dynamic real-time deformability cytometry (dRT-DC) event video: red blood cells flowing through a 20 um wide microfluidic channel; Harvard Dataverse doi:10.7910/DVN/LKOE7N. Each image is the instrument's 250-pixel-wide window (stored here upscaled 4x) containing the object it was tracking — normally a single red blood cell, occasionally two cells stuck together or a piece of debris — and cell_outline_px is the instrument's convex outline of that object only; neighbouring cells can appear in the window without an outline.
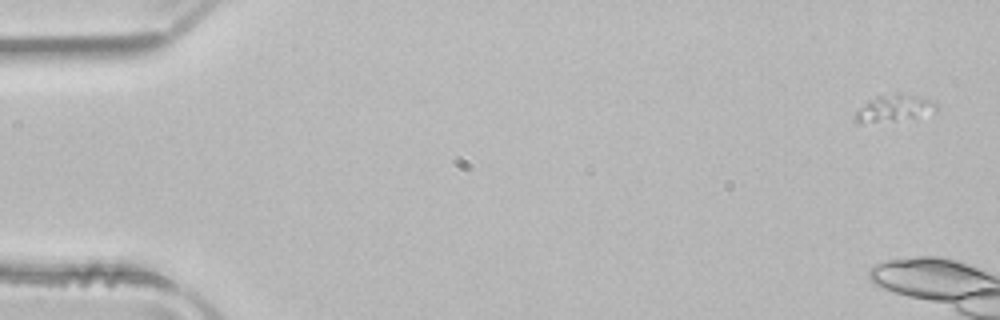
{"species": "common noctule bat (a hibernating species)", "species_latin": "Nyctalus noctula", "temperature_condition": "room temperature", "stored_images_in_passage": 6, "camera_frame_rate_fps": 3000, "um_per_image_px": 0.085, "animal": {"sex": "male", "body_mass_g": 21.5, "forearm_length_mm": 52.0}, "frame": {"image": 1, "passage_image": 1, "time_ms": 0.0, "image_size_px": [1000, 320], "cell_outline_px": [[940, 108], [936, 112], [896, 120], [860, 124], [856, 124], [852, 120], [852, 116], [868, 100], [876, 96], [896, 92], [900, 92], [936, 100]], "centroid_in_image_um": [76.0, 9.18], "position_along_channel_um": 9.0, "area_um2": 13.18}}